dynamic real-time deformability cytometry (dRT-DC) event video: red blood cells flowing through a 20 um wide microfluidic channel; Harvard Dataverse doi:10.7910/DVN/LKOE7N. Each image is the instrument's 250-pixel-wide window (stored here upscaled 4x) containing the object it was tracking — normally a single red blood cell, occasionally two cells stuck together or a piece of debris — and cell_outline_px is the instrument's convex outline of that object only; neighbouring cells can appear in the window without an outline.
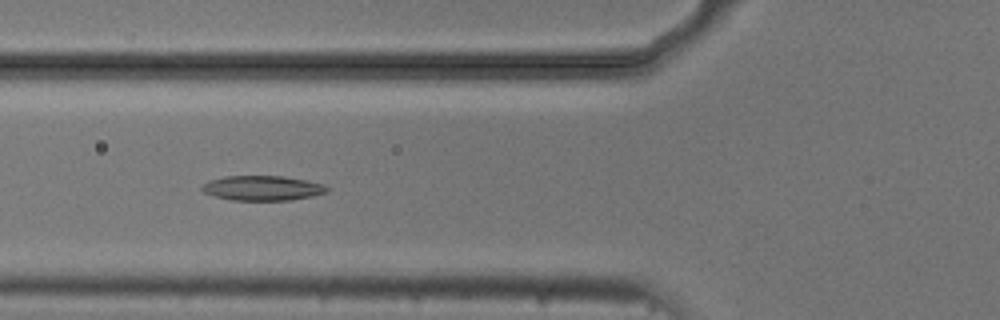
{"species": "common noctule bat (a hibernating species)", "species_latin": "Nyctalus noctula", "temperature_condition": "cold", "stored_images_in_passage": 54, "camera_frame_rate_fps": 3000, "um_per_image_px": 0.085, "animal": {"sex": "male", "body_mass_g": 20.5, "forearm_length_mm": 52.5}, "frame": {"image": 1, "passage_image": 20, "time_ms": 6.333, "image_size_px": [1000, 320], "cell_outline_px": [[328, 192], [312, 196], [292, 200], [232, 200], [216, 196], [204, 192], [200, 188], [204, 184], [212, 180], [224, 176], [284, 176], [308, 180], [324, 184], [328, 188]], "centroid_in_image_um": [22.36, 15.98], "position_along_channel_um": 103.4, "area_um2": 18.03}}
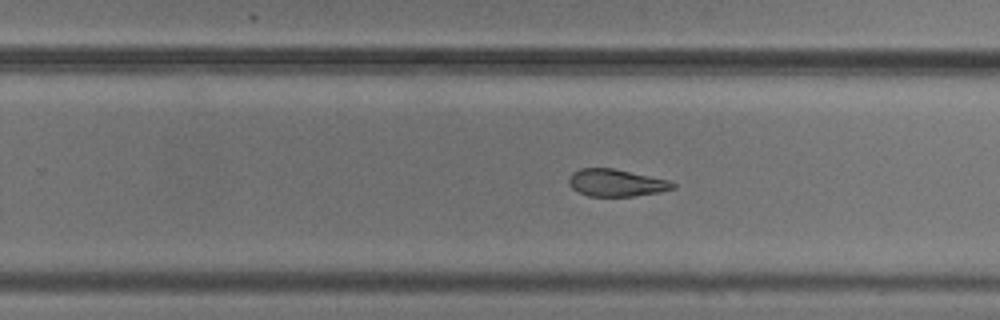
{"frame": {"image": 2, "passage_image": 34, "time_ms": 11.0, "image_size_px": [1000, 320], "cell_outline_px": [[676, 188], [660, 192], [632, 196], [588, 196], [572, 188], [568, 184], [568, 176], [572, 172], [580, 168], [612, 168], [668, 180], [676, 184]], "centroid_in_image_um": [52.35, 15.54], "position_along_channel_um": 277.5, "area_um2": 16.47}}
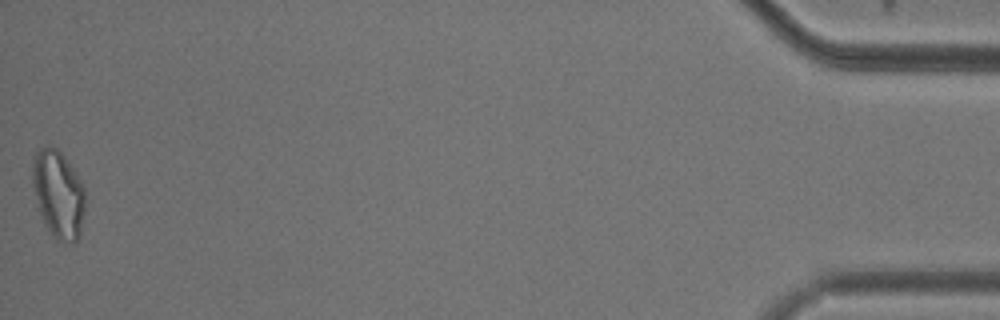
{"frame": {"image": 3, "passage_image": 54, "time_ms": 17.667, "image_size_px": [1000, 320], "cell_outline_px": [[84, 208], [80, 236], [72, 244], [64, 244], [56, 240], [48, 228], [36, 208], [32, 184], [32, 156], [40, 148], [48, 144], [56, 148], [64, 156], [80, 180], [84, 188]], "centroid_in_image_um": [4.92, 16.51], "position_along_channel_um": 430.3, "area_um2": 27.28}, "authors_computed_cell_mechanics": {"area_um2": 18.8428, "velocity_mm_per_s": 3.7174, "shape_relaxation_time_tau1_ms": 5.9198, "shape_relaxation_time_tau2_ms": 2.9827, "deformation_change_tau1": 0.1576, "deformation_change_tau2": 0.1061}}